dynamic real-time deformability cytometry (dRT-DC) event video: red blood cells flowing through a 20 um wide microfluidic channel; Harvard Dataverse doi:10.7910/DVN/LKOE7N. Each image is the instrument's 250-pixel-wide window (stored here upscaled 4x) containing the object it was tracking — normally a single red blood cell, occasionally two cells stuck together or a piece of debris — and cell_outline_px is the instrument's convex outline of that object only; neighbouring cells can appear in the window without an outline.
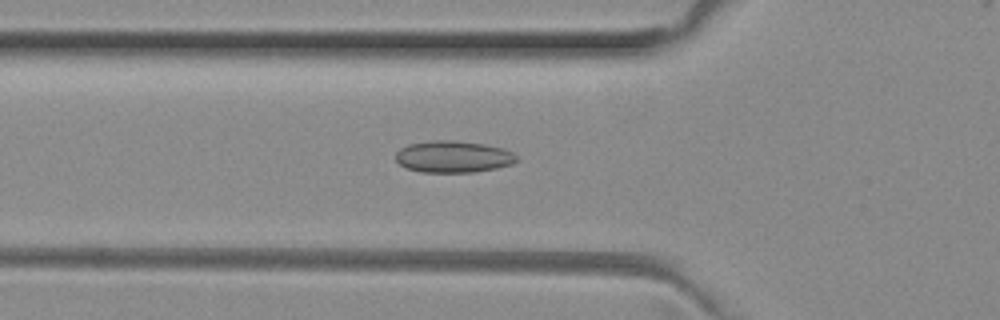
{"species": "common noctule bat (a hibernating species)", "species_latin": "Nyctalus noctula", "temperature_condition": "room temperature", "stored_images_in_passage": 47, "camera_frame_rate_fps": 3000, "um_per_image_px": 0.085, "animal": {"sex": "female", "body_mass_g": 29.2, "forearm_length_mm": 56.3}, "frame": {"image": 1, "passage_image": 14, "time_ms": 4.333, "image_size_px": [1000, 320], "cell_outline_px": [[516, 160], [512, 164], [496, 168], [476, 172], [420, 172], [408, 168], [400, 164], [396, 160], [396, 152], [400, 148], [408, 144], [432, 140], [452, 140], [484, 144], [504, 148], [512, 152], [516, 156]], "centroid_in_image_um": [38.51, 13.31], "position_along_channel_um": 87.3, "area_um2": 22.37}}
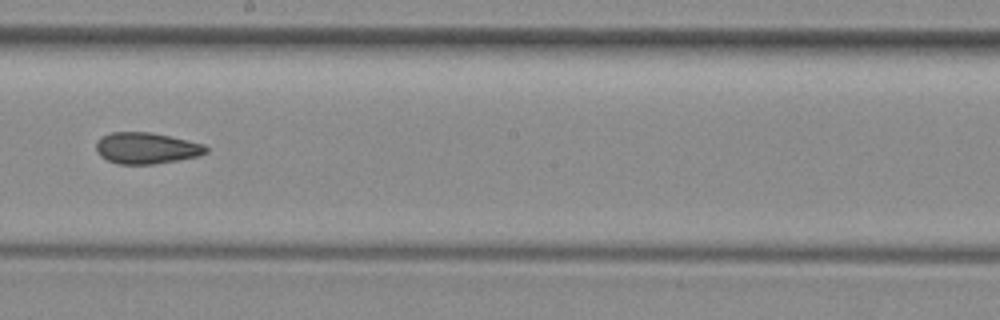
{"frame": {"image": 2, "passage_image": 25, "time_ms": 8.0, "image_size_px": [1000, 320], "cell_outline_px": [[208, 152], [200, 156], [152, 164], [116, 164], [100, 156], [96, 152], [96, 144], [104, 136], [112, 132], [148, 132], [168, 136], [204, 144], [208, 148]], "centroid_in_image_um": [12.45, 12.6], "position_along_channel_um": 235.7, "area_um2": 19.83}}
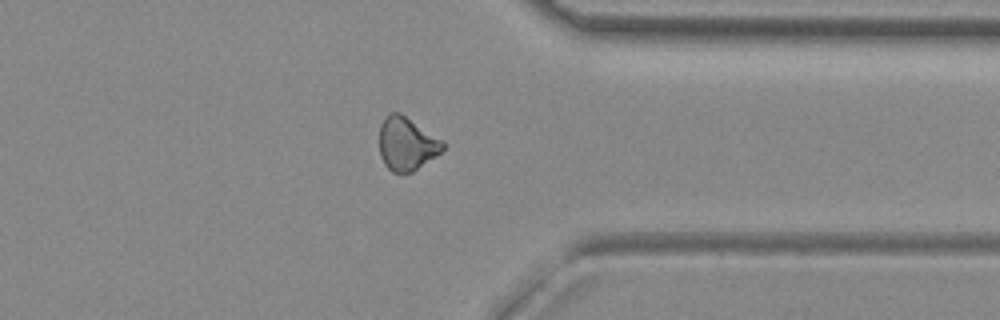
{"frame": {"image": 3, "passage_image": 36, "time_ms": 11.667, "image_size_px": [1000, 320], "cell_outline_px": [[444, 148], [436, 156], [412, 172], [392, 172], [384, 164], [380, 156], [380, 124], [388, 112], [400, 112], [444, 140]], "centroid_in_image_um": [34.57, 12.2], "position_along_channel_um": 376.8, "area_um2": 19.83}, "authors_computed_cell_mechanics": {"area_um2": 20.3456, "velocity_mm_per_s": 4.0399, "shape_relaxation_time_tau1_ms": null, "shape_relaxation_time_tau2_ms": 3.6193, "deformation_change_tau1": null, "deformation_change_tau2": 0.1032}}